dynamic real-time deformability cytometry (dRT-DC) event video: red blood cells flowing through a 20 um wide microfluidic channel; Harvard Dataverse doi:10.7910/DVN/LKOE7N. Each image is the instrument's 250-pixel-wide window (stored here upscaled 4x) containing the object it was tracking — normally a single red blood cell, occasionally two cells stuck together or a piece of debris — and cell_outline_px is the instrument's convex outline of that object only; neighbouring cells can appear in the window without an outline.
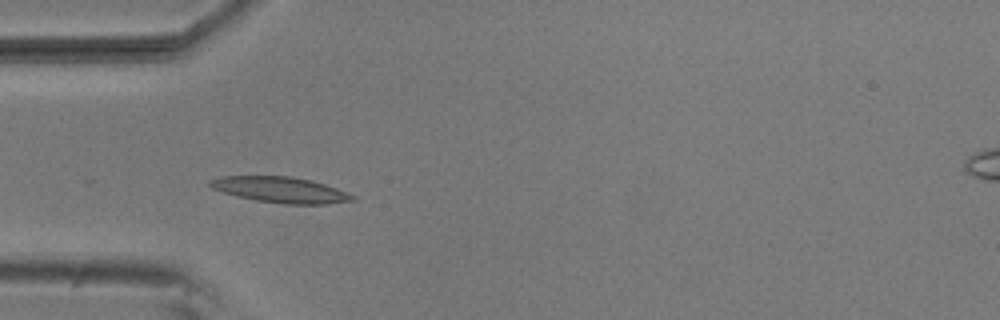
{"species": "common noctule bat (a hibernating species)", "species_latin": "Nyctalus noctula", "temperature_condition": "room temperature", "stored_images_in_passage": 22, "camera_frame_rate_fps": 3000, "um_per_image_px": 0.085, "animal": {"sex": "male", "body_mass_g": 20.5, "forearm_length_mm": 52.5}, "frame": {"image": 1, "passage_image": 15, "time_ms": 4.667, "image_size_px": [1000, 320], "cell_outline_px": [[356, 200], [328, 204], [284, 204], [256, 200], [224, 192], [212, 188], [208, 184], [208, 180], [224, 176], [288, 176], [312, 180], [336, 188], [356, 196]], "centroid_in_image_um": [23.87, 16.13], "position_along_channel_um": 61.1, "area_um2": 21.27}}
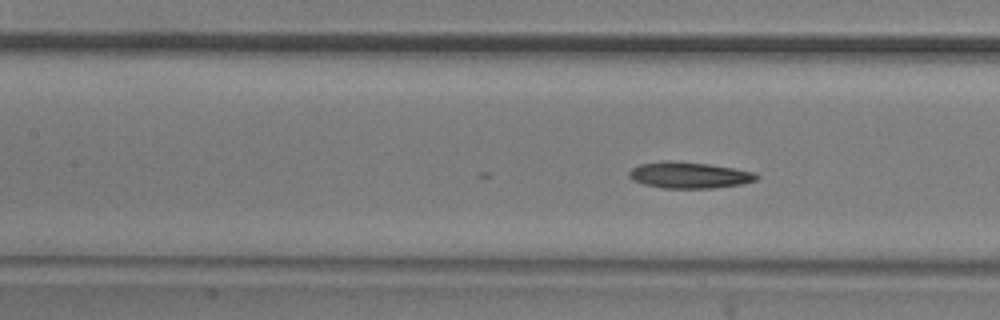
{"frame": {"image": 2, "passage_image": 22, "time_ms": 7.0, "image_size_px": [1000, 320], "cell_outline_px": [[760, 176], [756, 180], [740, 184], [712, 188], [664, 188], [644, 184], [632, 180], [628, 176], [628, 172], [632, 168], [640, 164], [664, 160], [672, 160], [708, 164], [756, 172]], "centroid_in_image_um": [58.56, 14.88], "position_along_channel_um": 148.8, "area_um2": 19.54}}